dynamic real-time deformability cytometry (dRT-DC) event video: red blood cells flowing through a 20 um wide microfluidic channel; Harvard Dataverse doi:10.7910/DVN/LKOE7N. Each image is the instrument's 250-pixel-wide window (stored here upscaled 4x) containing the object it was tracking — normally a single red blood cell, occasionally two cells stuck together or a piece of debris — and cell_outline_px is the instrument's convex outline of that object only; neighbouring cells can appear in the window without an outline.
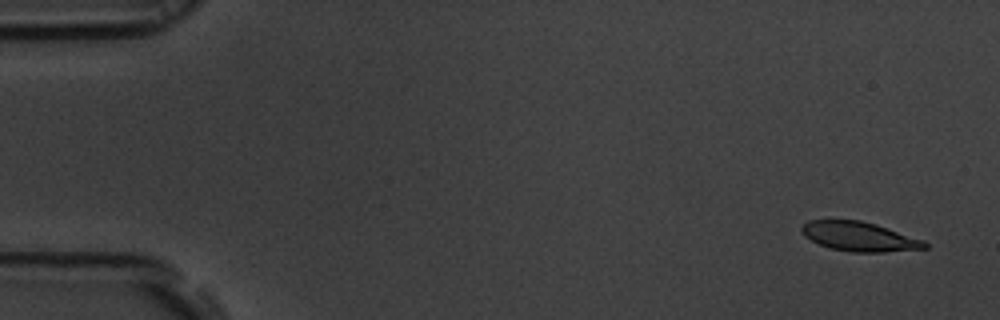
{"species": "common noctule bat (a hibernating species)", "species_latin": "Nyctalus noctula", "temperature_condition": "room temperature", "stored_images_in_passage": 54, "camera_frame_rate_fps": 3000, "um_per_image_px": 0.085, "animal": {"sex": "male", "body_mass_g": 19.5, "forearm_length_mm": 54.6}, "frame": {"image": 1, "passage_image": 1, "time_ms": 0.0, "image_size_px": [1000, 320], "cell_outline_px": [[928, 248], [884, 252], [852, 252], [832, 248], [820, 244], [804, 236], [800, 228], [808, 220], [860, 220], [876, 224], [924, 240], [928, 244]], "centroid_in_image_um": [73.06, 20.1], "position_along_channel_um": 11.9, "area_um2": 20.92}}
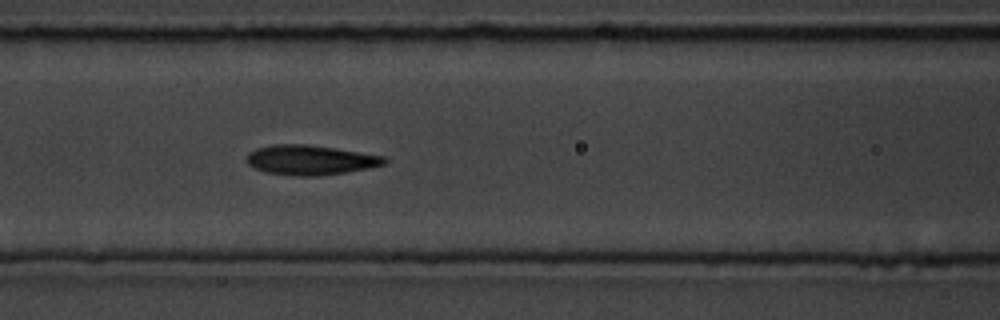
{"frame": {"image": 2, "passage_image": 22, "time_ms": 7.0, "image_size_px": [1000, 320], "cell_outline_px": [[388, 160], [384, 164], [368, 168], [344, 172], [316, 176], [292, 176], [264, 172], [248, 164], [248, 152], [256, 148], [272, 144], [308, 144], [384, 156]], "centroid_in_image_um": [26.34, 13.6], "position_along_channel_um": 140.3, "area_um2": 23.76}}
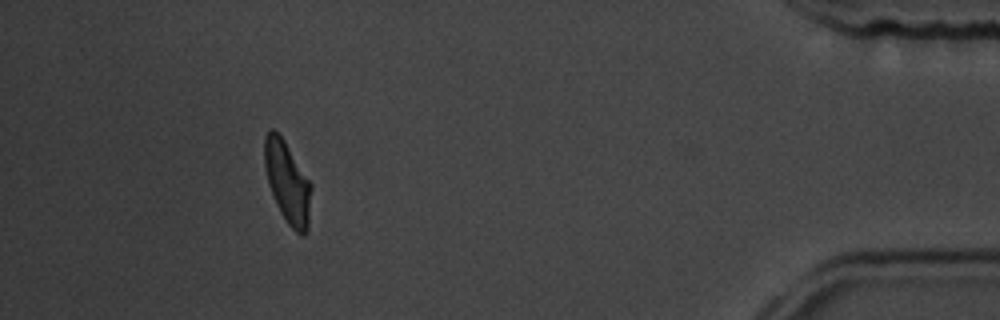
{"frame": {"image": 3, "passage_image": 49, "time_ms": 16.0, "image_size_px": [1000, 320], "cell_outline_px": [[312, 188], [308, 228], [304, 236], [300, 236], [284, 220], [276, 204], [268, 184], [264, 168], [264, 136], [268, 128], [272, 128], [284, 140], [312, 184]], "centroid_in_image_um": [24.42, 15.51], "position_along_channel_um": 410.8, "area_um2": 22.54}, "authors_computed_cell_mechanics": {"area_um2": 23.0622, "velocity_mm_per_s": 3.6612, "shape_relaxation_time_tau1_ms": 3.2584, "shape_relaxation_time_tau2_ms": 2.0698, "deformation_change_tau1": 0.1479, "deformation_change_tau2": 0.0907}}